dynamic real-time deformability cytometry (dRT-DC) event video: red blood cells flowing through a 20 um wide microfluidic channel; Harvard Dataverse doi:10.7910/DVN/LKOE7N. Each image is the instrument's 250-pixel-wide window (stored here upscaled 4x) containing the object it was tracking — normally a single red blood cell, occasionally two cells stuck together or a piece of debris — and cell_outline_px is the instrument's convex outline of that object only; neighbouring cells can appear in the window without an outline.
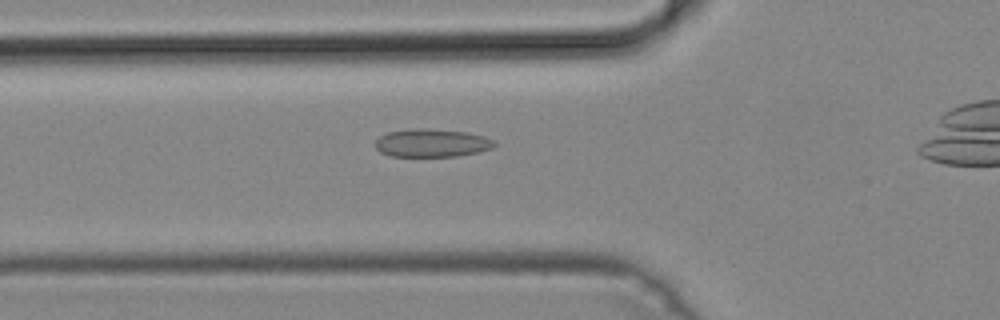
{"species": "common noctule bat (a hibernating species)", "species_latin": "Nyctalus noctula", "temperature_condition": "cold", "stored_images_in_passage": 37, "camera_frame_rate_fps": 3000, "um_per_image_px": 0.085, "animal": {"sex": "male", "body_mass_g": 19.2, "forearm_length_mm": 51.8}, "frame": {"image": 1, "passage_image": 11, "time_ms": 3.333, "image_size_px": [1000, 320], "cell_outline_px": [[496, 144], [492, 148], [480, 152], [456, 156], [388, 156], [380, 152], [376, 148], [376, 140], [380, 136], [388, 132], [420, 128], [424, 128], [468, 132], [484, 136], [496, 140]], "centroid_in_image_um": [36.74, 12.16], "position_along_channel_um": 89.1, "area_um2": 19.54}}
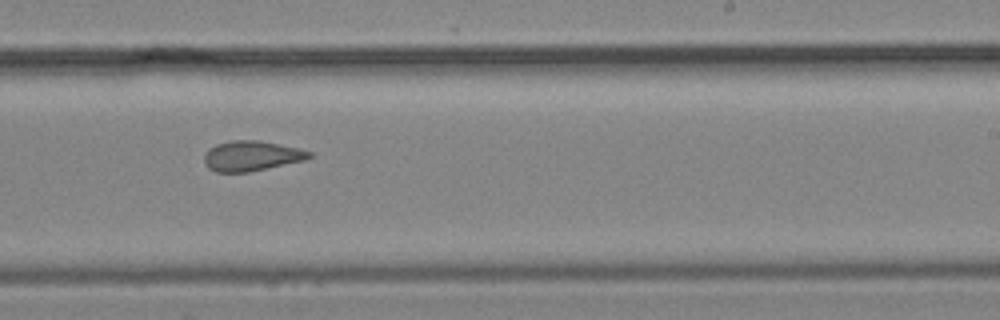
{"frame": {"image": 2, "passage_image": 24, "time_ms": 7.667, "image_size_px": [1000, 320], "cell_outline_px": [[312, 156], [304, 160], [248, 172], [216, 172], [208, 168], [204, 164], [204, 156], [208, 148], [216, 144], [232, 140], [260, 140], [296, 148], [312, 152]], "centroid_in_image_um": [21.32, 13.25], "position_along_channel_um": 267.7, "area_um2": 18.32}}
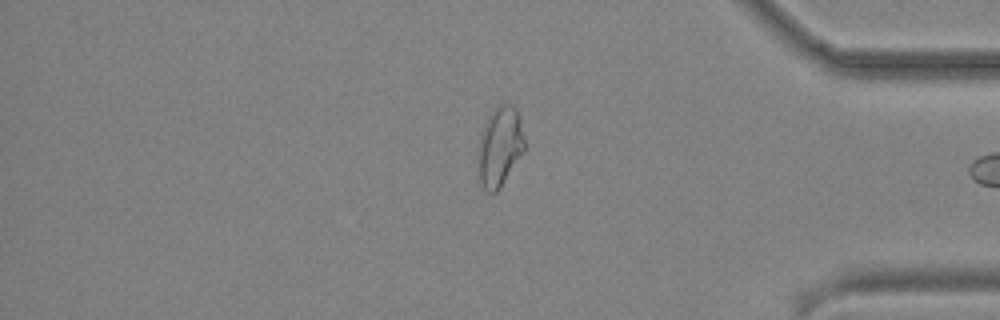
{"frame": {"image": 3, "passage_image": 35, "time_ms": 11.333, "image_size_px": [1000, 320], "cell_outline_px": [[524, 152], [500, 188], [492, 196], [480, 184], [480, 132], [492, 108], [500, 104], [512, 104], [516, 108], [520, 120], [524, 140]], "centroid_in_image_um": [42.5, 12.44], "position_along_channel_um": 392.7, "area_um2": 21.39}}